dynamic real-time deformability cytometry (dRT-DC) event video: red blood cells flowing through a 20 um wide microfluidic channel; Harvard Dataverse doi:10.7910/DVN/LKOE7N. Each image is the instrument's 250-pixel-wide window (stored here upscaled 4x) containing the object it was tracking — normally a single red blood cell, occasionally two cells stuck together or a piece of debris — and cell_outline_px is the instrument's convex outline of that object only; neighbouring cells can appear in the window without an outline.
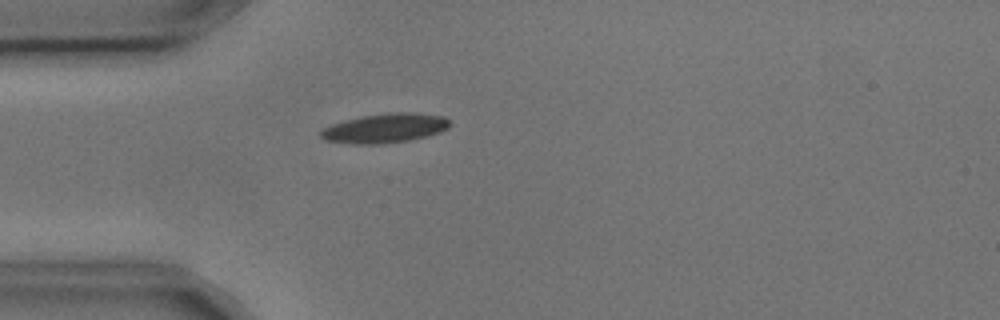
{"species": "common noctule bat (a hibernating species)", "species_latin": "Nyctalus noctula", "temperature_condition": "cold", "stored_images_in_passage": 1, "camera_frame_rate_fps": 3000, "um_per_image_px": 0.085, "animal": {"sex": "male", "body_mass_g": 17.9, "forearm_length_mm": 54.2}, "frame": {"image": 1, "passage_image": 1, "time_ms": 0.0, "image_size_px": [1000, 320], "cell_outline_px": [[452, 124], [448, 128], [440, 132], [428, 136], [412, 140], [380, 144], [356, 144], [324, 140], [320, 136], [320, 132], [324, 128], [332, 124], [344, 120], [360, 116], [388, 112], [408, 112], [444, 116]], "centroid_in_image_um": [32.74, 10.89], "position_along_channel_um": 52.3, "area_um2": 22.25}}